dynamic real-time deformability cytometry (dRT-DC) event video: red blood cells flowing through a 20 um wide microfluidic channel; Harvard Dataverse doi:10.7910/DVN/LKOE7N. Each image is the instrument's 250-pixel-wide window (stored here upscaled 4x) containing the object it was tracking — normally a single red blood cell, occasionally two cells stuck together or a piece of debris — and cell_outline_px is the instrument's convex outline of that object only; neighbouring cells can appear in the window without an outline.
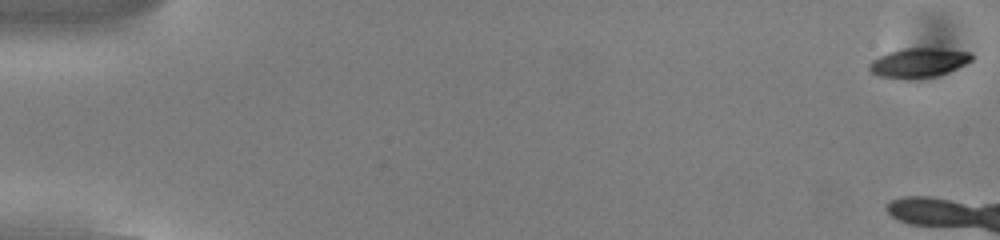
{"species": "common noctule bat (a hibernating species)", "species_latin": "Nyctalus noctula", "temperature_condition": "cold", "stored_images_in_passage": 5, "camera_frame_rate_fps": 3000, "um_per_image_px": 0.085, "animal": {"sex": "male", "body_mass_g": 13.0, "forearm_length_mm": 53.1}, "frame": {"image": 1, "passage_image": 1, "time_ms": 0.0, "image_size_px": [1000, 240], "cell_outline_px": [[972, 60], [948, 72], [936, 76], [876, 76], [868, 68], [868, 64], [872, 60], [888, 52], [904, 48], [940, 48], [972, 52]], "centroid_in_image_um": [78.1, 5.28], "position_along_channel_um": 6.9, "area_um2": 16.88}}